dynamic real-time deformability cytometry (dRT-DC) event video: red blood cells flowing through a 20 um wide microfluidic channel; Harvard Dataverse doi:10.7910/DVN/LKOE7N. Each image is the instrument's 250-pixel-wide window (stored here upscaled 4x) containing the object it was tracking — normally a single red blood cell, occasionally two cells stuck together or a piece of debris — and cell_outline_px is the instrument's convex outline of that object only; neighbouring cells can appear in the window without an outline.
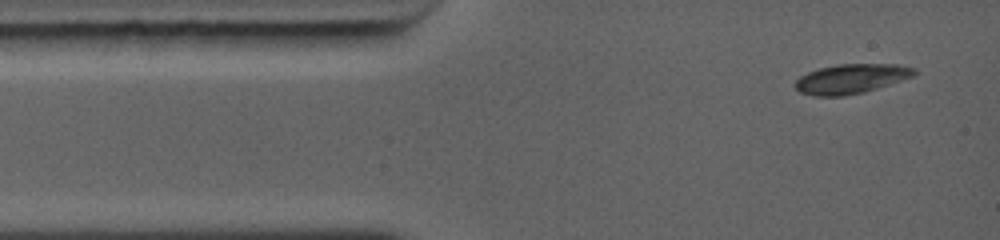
{"species": "common noctule bat (a hibernating species)", "species_latin": "Nyctalus noctula", "temperature_condition": "warm", "stored_images_in_passage": 18, "camera_frame_rate_fps": 5000, "um_per_image_px": 0.085, "animal": {"sex": "female", "body_mass_g": 19.0, "forearm_length_mm": 56.7}, "frame": {"image": 1, "passage_image": 1, "time_ms": 0.0, "image_size_px": [1000, 240], "cell_outline_px": [[916, 72], [912, 76], [864, 92], [844, 96], [816, 96], [800, 92], [796, 88], [796, 80], [800, 76], [808, 72], [820, 68], [836, 64], [896, 64], [916, 68]], "centroid_in_image_um": [72.33, 6.69], "position_along_channel_um": 12.7, "area_um2": 20.23}}
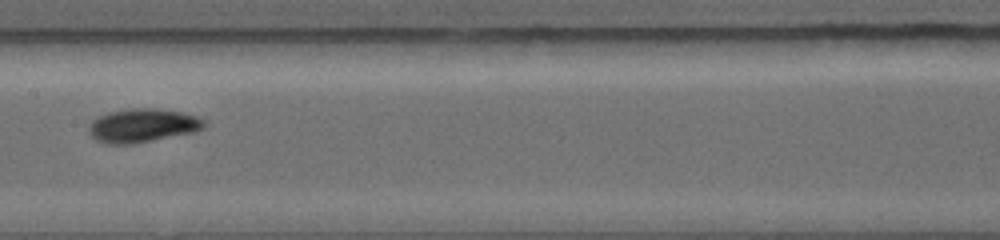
{"frame": {"image": 2, "passage_image": 8, "time_ms": 5.2, "image_size_px": [1000, 240], "cell_outline_px": [[208, 124], [204, 128], [192, 132], [132, 144], [104, 144], [96, 140], [88, 132], [88, 124], [96, 116], [108, 112], [132, 108], [160, 108], [184, 112], [196, 116], [204, 120]], "centroid_in_image_um": [12.09, 10.65], "position_along_channel_um": 195.3, "area_um2": 22.89}}
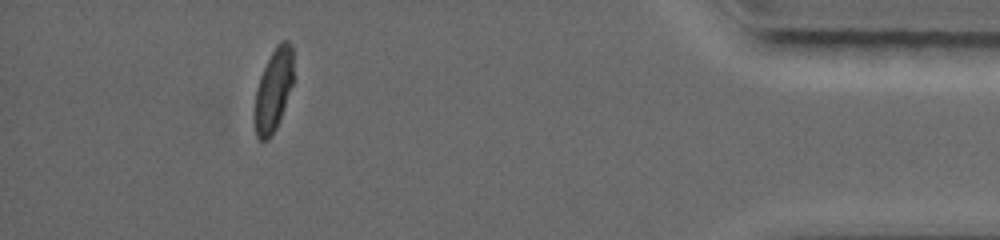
{"frame": {"image": 3, "passage_image": 16, "time_ms": 11.4, "image_size_px": [1000, 240], "cell_outline_px": [[292, 84], [276, 128], [272, 136], [268, 140], [260, 140], [256, 136], [256, 88], [260, 76], [272, 52], [280, 40], [288, 40], [292, 44]], "centroid_in_image_um": [23.25, 7.62], "position_along_channel_um": 411.9, "area_um2": 18.03}, "authors_computed_cell_mechanics": {"area_um2": 20.2878, "velocity_mm_per_s": 4.4975, "shape_relaxation_time_tau1_ms": 2.629, "shape_relaxation_time_tau2_ms": 1.072, "deformation_change_tau1": 0.1116, "deformation_change_tau2": 0.0292}}